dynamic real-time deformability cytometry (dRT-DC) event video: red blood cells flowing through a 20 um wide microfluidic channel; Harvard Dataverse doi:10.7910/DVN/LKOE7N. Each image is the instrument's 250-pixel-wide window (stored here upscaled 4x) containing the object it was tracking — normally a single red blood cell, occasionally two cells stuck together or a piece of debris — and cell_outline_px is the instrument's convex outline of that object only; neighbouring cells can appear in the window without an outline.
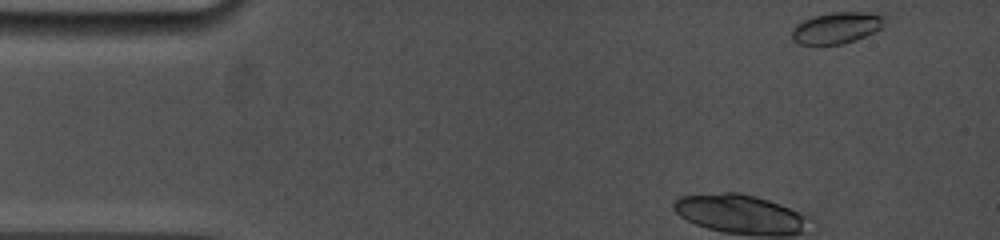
{"species": "common noctule bat (a hibernating species)", "species_latin": "Nyctalus noctula", "temperature_condition": "cold", "stored_images_in_passage": 11, "camera_frame_rate_fps": 5000, "um_per_image_px": 0.085, "animal": {"sex": "female", "body_mass_g": 19.0, "forearm_length_mm": 53.3}, "frame": {"image": 1, "passage_image": 1, "time_ms": 0.0, "image_size_px": [1000, 240], "cell_outline_px": [[888, 16], [880, 28], [856, 40], [840, 44], [800, 44], [792, 40], [792, 28], [796, 24], [804, 20], [816, 16], [832, 12], [884, 12]], "centroid_in_image_um": [71.17, 2.34], "position_along_channel_um": 13.8, "area_um2": 17.05}}